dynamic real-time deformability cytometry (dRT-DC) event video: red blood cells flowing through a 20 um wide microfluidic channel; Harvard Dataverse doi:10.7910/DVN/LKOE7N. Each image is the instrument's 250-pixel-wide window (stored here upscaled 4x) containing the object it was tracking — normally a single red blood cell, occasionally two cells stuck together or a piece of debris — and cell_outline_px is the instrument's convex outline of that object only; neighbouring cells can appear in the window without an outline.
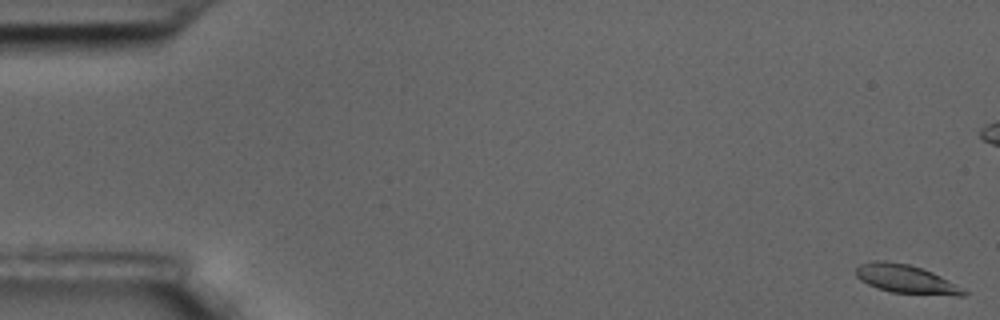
{"species": "common noctule bat (a hibernating species)", "species_latin": "Nyctalus noctula", "temperature_condition": "room temperature", "stored_images_in_passage": 60, "camera_frame_rate_fps": 3000, "um_per_image_px": 0.085, "animal": {"sex": "male", "body_mass_g": 17.5, "forearm_length_mm": 52.3}, "frame": {"image": 1, "passage_image": 1, "time_ms": 0.0, "image_size_px": [1000, 320], "cell_outline_px": [[968, 292], [964, 296], [956, 296], [892, 292], [876, 288], [860, 280], [856, 276], [856, 268], [860, 264], [872, 260], [884, 260], [908, 264], [932, 272], [956, 284]], "centroid_in_image_um": [76.99, 23.72], "position_along_channel_um": 8.0, "area_um2": 17.92}}
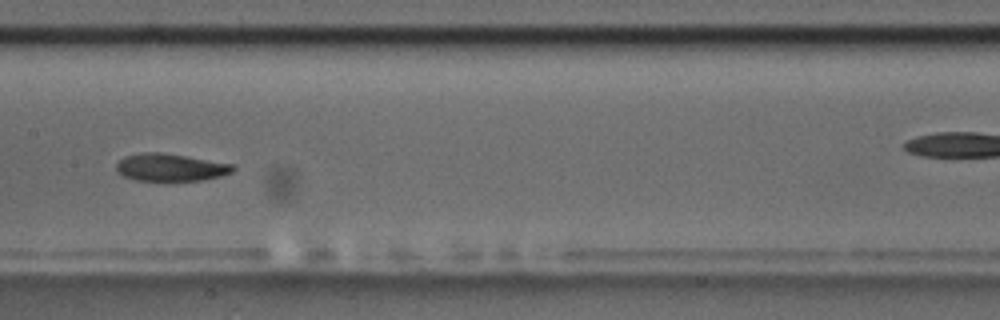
{"frame": {"image": 2, "passage_image": 30, "time_ms": 9.667, "image_size_px": [1000, 320], "cell_outline_px": [[236, 168], [232, 172], [220, 176], [204, 180], [168, 184], [136, 180], [124, 176], [116, 172], [116, 164], [124, 156], [144, 152], [160, 152], [232, 164]], "centroid_in_image_um": [14.46, 14.29], "position_along_channel_um": 192.9, "area_um2": 19.42}}
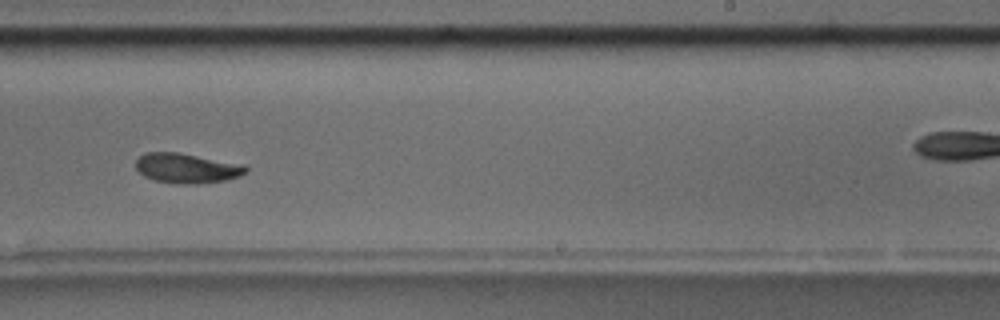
{"frame": {"image": 3, "passage_image": 37, "time_ms": 12.0, "image_size_px": [1000, 320], "cell_outline_px": [[248, 172], [240, 176], [228, 180], [196, 184], [176, 184], [156, 180], [144, 176], [136, 168], [136, 160], [144, 152], [176, 152], [244, 164], [248, 168]], "centroid_in_image_um": [15.91, 14.3], "position_along_channel_um": 273.1, "area_um2": 19.25}, "authors_computed_cell_mechanics": {"area_um2": 18.785, "velocity_mm_per_s": 3.448, "shape_relaxation_time_tau1_ms": null, "shape_relaxation_time_tau2_ms": 7.8283, "deformation_change_tau1": null, "deformation_change_tau2": 0.1227}}